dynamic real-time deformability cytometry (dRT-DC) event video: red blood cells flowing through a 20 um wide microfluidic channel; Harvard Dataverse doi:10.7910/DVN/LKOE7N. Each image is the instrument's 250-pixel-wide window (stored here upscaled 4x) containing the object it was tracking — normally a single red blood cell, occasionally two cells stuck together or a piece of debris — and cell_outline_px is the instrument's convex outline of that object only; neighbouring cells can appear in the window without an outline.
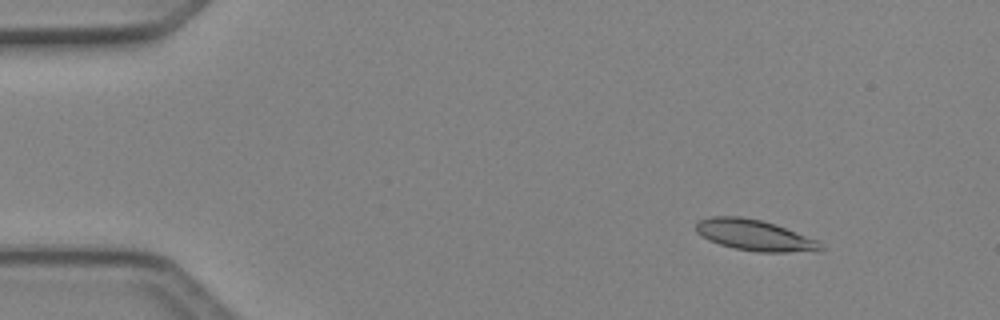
{"species": "Egyptian fruit bat (a non-hibernating species)", "species_latin": "Rousettus aegyptiacus", "temperature_condition": "cold", "stored_images_in_passage": 44, "camera_frame_rate_fps": 3000, "um_per_image_px": 0.085, "animal": {"sex": "female"}, "frame": {"image": 1, "passage_image": 1, "time_ms": 0.0, "image_size_px": [1000, 320], "cell_outline_px": [[828, 248], [820, 252], [756, 252], [736, 248], [720, 244], [708, 240], [696, 232], [696, 224], [700, 220], [712, 216], [740, 216], [760, 220], [776, 224], [816, 240]], "centroid_in_image_um": [64.2, 20.01], "position_along_channel_um": 20.8, "area_um2": 22.6}}
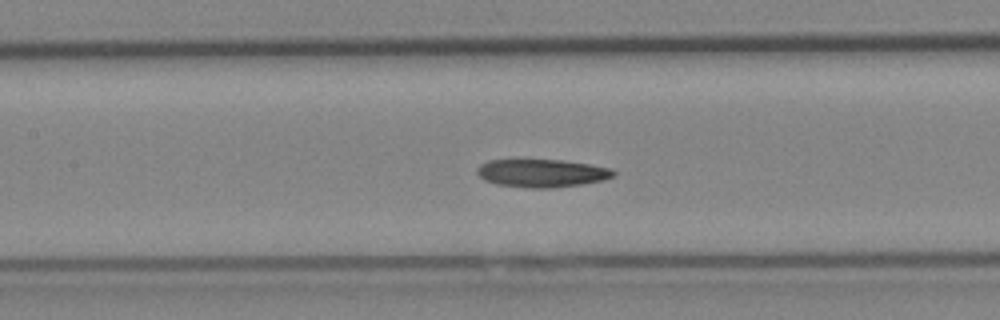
{"frame": {"image": 2, "passage_image": 18, "time_ms": 5.667, "image_size_px": [1000, 320], "cell_outline_px": [[616, 176], [604, 180], [584, 184], [552, 188], [532, 188], [496, 184], [484, 180], [476, 172], [476, 168], [480, 164], [488, 160], [560, 160], [588, 164], [612, 168], [616, 172]], "centroid_in_image_um": [46.08, 14.72], "position_along_channel_um": 161.3, "area_um2": 22.37}}
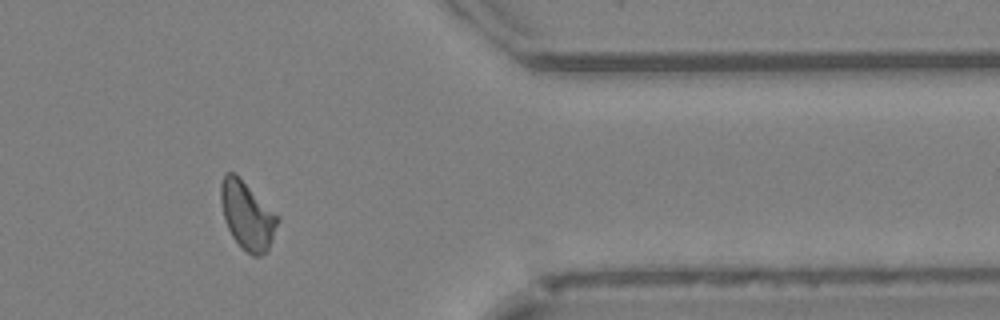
{"frame": {"image": 3, "passage_image": 36, "time_ms": 11.667, "image_size_px": [1000, 320], "cell_outline_px": [[280, 220], [268, 252], [260, 256], [252, 256], [232, 236], [224, 220], [220, 200], [220, 184], [224, 172], [236, 172], [280, 216]], "centroid_in_image_um": [21.03, 18.27], "position_along_channel_um": 390.4, "area_um2": 23.0}, "authors_computed_cell_mechanics": {"area_um2": 22.4842, "velocity_mm_per_s": 4.1263, "shape_relaxation_time_tau1_ms": null, "shape_relaxation_time_tau2_ms": 9.4003, "deformation_change_tau1": null, "deformation_change_tau2": 0.2059}}